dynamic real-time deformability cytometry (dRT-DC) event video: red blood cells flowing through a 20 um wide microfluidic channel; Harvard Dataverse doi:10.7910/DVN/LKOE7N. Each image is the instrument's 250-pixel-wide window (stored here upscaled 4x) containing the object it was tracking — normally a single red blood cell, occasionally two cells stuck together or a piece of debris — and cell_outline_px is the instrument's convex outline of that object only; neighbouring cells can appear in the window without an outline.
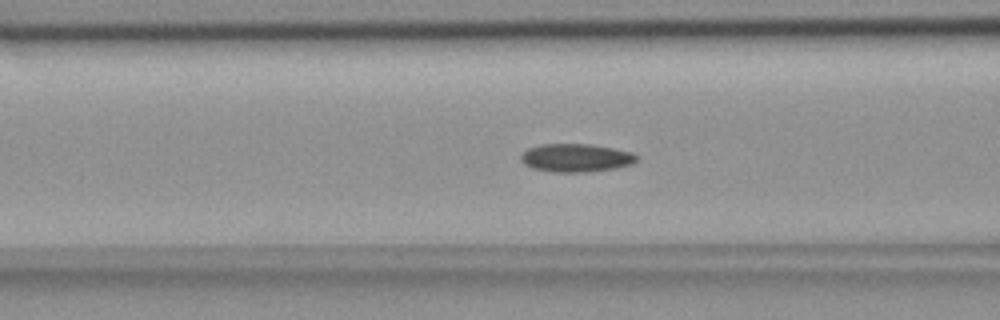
{"species": "common noctule bat (a hibernating species)", "species_latin": "Nyctalus noctula", "temperature_condition": "room temperature", "stored_images_in_passage": 57, "camera_frame_rate_fps": 3000, "um_per_image_px": 0.085, "animal": {"sex": "female", "body_mass_g": 18.4}, "frame": {"image": 1, "passage_image": 22, "time_ms": 7.0, "image_size_px": [1000, 320], "cell_outline_px": [[640, 160], [632, 164], [616, 168], [588, 172], [552, 172], [532, 168], [524, 164], [520, 160], [520, 156], [528, 148], [540, 144], [592, 144], [632, 152], [640, 156]], "centroid_in_image_um": [48.99, 13.42], "position_along_channel_um": 117.6, "area_um2": 19.31}}
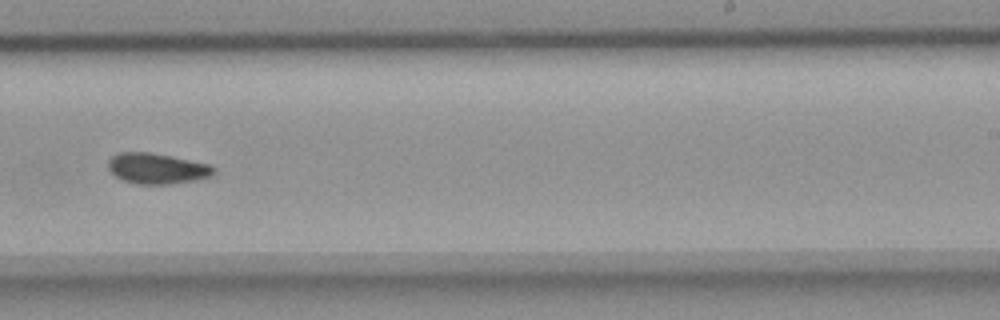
{"frame": {"image": 2, "passage_image": 35, "time_ms": 11.333, "image_size_px": [1000, 320], "cell_outline_px": [[216, 172], [212, 176], [196, 180], [168, 184], [136, 184], [124, 180], [116, 176], [108, 168], [108, 160], [112, 156], [120, 152], [148, 152], [172, 156], [212, 164], [216, 168]], "centroid_in_image_um": [13.4, 14.31], "position_along_channel_um": 275.6, "area_um2": 19.02}}
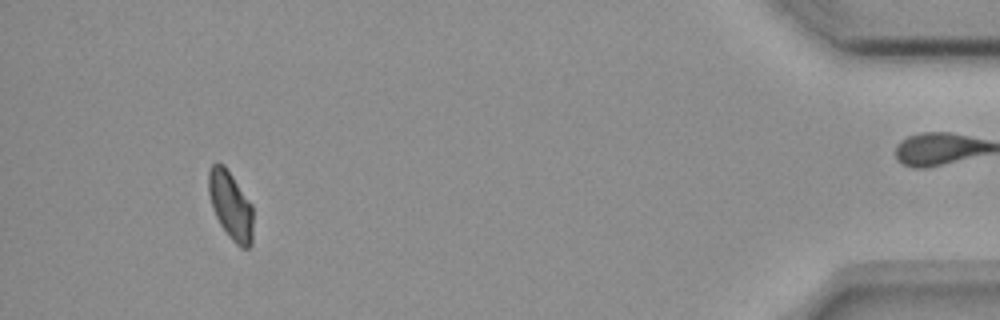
{"frame": {"image": 3, "passage_image": 52, "time_ms": 17.0, "image_size_px": [1000, 320], "cell_outline_px": [[252, 244], [248, 248], [240, 248], [228, 236], [220, 224], [212, 208], [208, 192], [208, 172], [212, 164], [216, 160], [224, 164], [252, 204]], "centroid_in_image_um": [19.59, 17.44], "position_along_channel_um": 415.6, "area_um2": 17.86}, "authors_computed_cell_mechanics": {"area_um2": 18.6116, "velocity_mm_per_s": 3.6672, "shape_relaxation_time_tau1_ms": 3.8541, "shape_relaxation_time_tau2_ms": 3.0118, "deformation_change_tau1": 0.1019, "deformation_change_tau2": 0.0698}}